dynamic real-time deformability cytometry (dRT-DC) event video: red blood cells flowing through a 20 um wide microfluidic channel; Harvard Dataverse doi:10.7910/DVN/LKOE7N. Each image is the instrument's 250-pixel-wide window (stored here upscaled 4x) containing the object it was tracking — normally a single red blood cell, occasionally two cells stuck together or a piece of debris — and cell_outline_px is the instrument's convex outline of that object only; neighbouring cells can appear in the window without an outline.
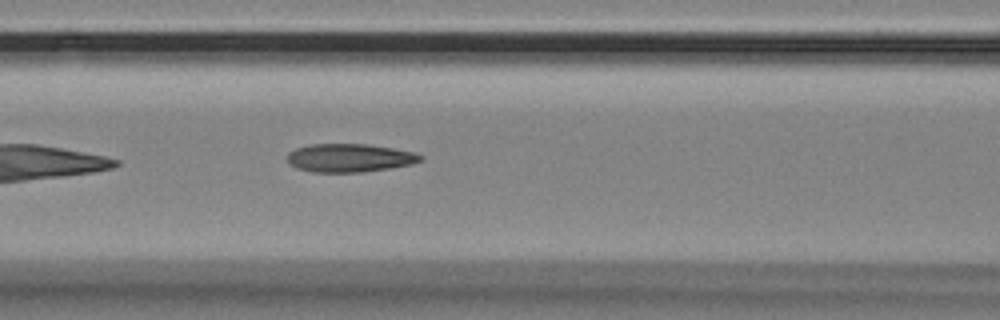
{"species": "Egyptian fruit bat (a non-hibernating species)", "species_latin": "Rousettus aegyptiacus", "temperature_condition": "room temperature", "stored_images_in_passage": 38, "camera_frame_rate_fps": 3000, "um_per_image_px": 0.085, "animal": {"sex": "female"}, "frame": {"image": 1, "passage_image": 6, "time_ms": 1.667, "image_size_px": [1000, 320], "cell_outline_px": [[424, 156], [420, 160], [412, 164], [388, 168], [360, 172], [312, 172], [296, 168], [288, 164], [288, 152], [296, 148], [312, 144], [368, 144], [392, 148], [412, 152]], "centroid_in_image_um": [29.67, 13.42], "position_along_channel_um": 136.9, "area_um2": 21.85}}
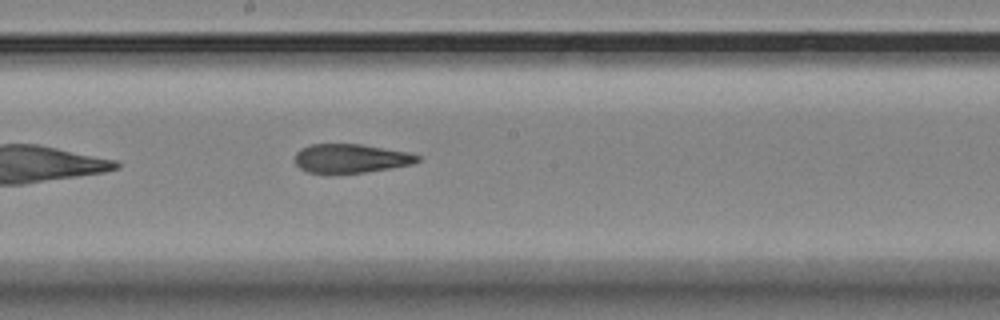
{"frame": {"image": 2, "passage_image": 13, "time_ms": 4.0, "image_size_px": [1000, 320], "cell_outline_px": [[420, 160], [412, 164], [364, 172], [308, 172], [300, 168], [296, 164], [296, 152], [300, 148], [312, 144], [360, 144], [408, 152], [420, 156]], "centroid_in_image_um": [29.82, 13.44], "position_along_channel_um": 218.4, "area_um2": 20.23}}
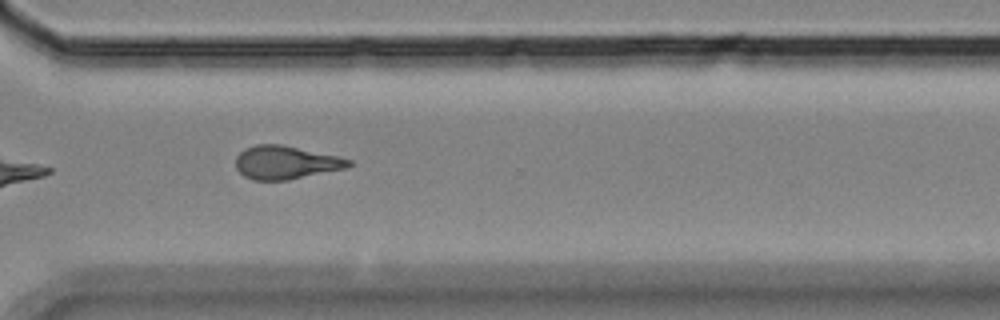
{"frame": {"image": 3, "passage_image": 24, "time_ms": 7.667, "image_size_px": [1000, 320], "cell_outline_px": [[352, 164], [348, 168], [288, 180], [252, 180], [244, 176], [236, 168], [236, 156], [244, 148], [256, 144], [280, 144], [336, 156], [352, 160]], "centroid_in_image_um": [24.27, 13.82], "position_along_channel_um": 346.3, "area_um2": 21.91}}